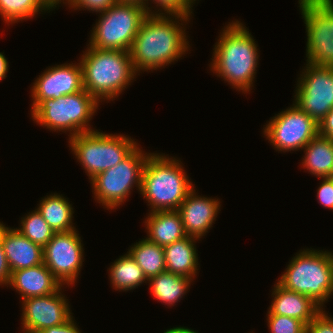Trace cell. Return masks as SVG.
Returning a JSON list of instances; mask_svg holds the SVG:
<instances>
[{
	"mask_svg": "<svg viewBox=\"0 0 333 333\" xmlns=\"http://www.w3.org/2000/svg\"><path fill=\"white\" fill-rule=\"evenodd\" d=\"M20 224V228L16 229L30 241L42 247L51 240L55 233L37 209L21 217Z\"/></svg>",
	"mask_w": 333,
	"mask_h": 333,
	"instance_id": "28",
	"label": "cell"
},
{
	"mask_svg": "<svg viewBox=\"0 0 333 333\" xmlns=\"http://www.w3.org/2000/svg\"><path fill=\"white\" fill-rule=\"evenodd\" d=\"M302 150V166L318 178L333 176V140L315 136Z\"/></svg>",
	"mask_w": 333,
	"mask_h": 333,
	"instance_id": "22",
	"label": "cell"
},
{
	"mask_svg": "<svg viewBox=\"0 0 333 333\" xmlns=\"http://www.w3.org/2000/svg\"><path fill=\"white\" fill-rule=\"evenodd\" d=\"M144 152L137 146L123 161L90 181L94 197L103 208L114 210L122 205L134 186L140 192L143 168L151 154Z\"/></svg>",
	"mask_w": 333,
	"mask_h": 333,
	"instance_id": "9",
	"label": "cell"
},
{
	"mask_svg": "<svg viewBox=\"0 0 333 333\" xmlns=\"http://www.w3.org/2000/svg\"><path fill=\"white\" fill-rule=\"evenodd\" d=\"M193 279L163 272L148 279L153 297L165 305L174 306L185 296Z\"/></svg>",
	"mask_w": 333,
	"mask_h": 333,
	"instance_id": "24",
	"label": "cell"
},
{
	"mask_svg": "<svg viewBox=\"0 0 333 333\" xmlns=\"http://www.w3.org/2000/svg\"><path fill=\"white\" fill-rule=\"evenodd\" d=\"M296 254L277 282L306 295L324 309V303L333 295V253L307 248Z\"/></svg>",
	"mask_w": 333,
	"mask_h": 333,
	"instance_id": "5",
	"label": "cell"
},
{
	"mask_svg": "<svg viewBox=\"0 0 333 333\" xmlns=\"http://www.w3.org/2000/svg\"><path fill=\"white\" fill-rule=\"evenodd\" d=\"M100 13L99 20L92 28L88 46L129 52L141 23L148 15L145 7L117 1Z\"/></svg>",
	"mask_w": 333,
	"mask_h": 333,
	"instance_id": "8",
	"label": "cell"
},
{
	"mask_svg": "<svg viewBox=\"0 0 333 333\" xmlns=\"http://www.w3.org/2000/svg\"><path fill=\"white\" fill-rule=\"evenodd\" d=\"M84 90L82 66L66 63L51 66L35 80L31 90V112L46 99H57Z\"/></svg>",
	"mask_w": 333,
	"mask_h": 333,
	"instance_id": "15",
	"label": "cell"
},
{
	"mask_svg": "<svg viewBox=\"0 0 333 333\" xmlns=\"http://www.w3.org/2000/svg\"><path fill=\"white\" fill-rule=\"evenodd\" d=\"M148 1L151 0H146L147 14L181 15L184 17H190L192 16V7L196 0H152L155 4H157L156 7L158 11H152L153 9L148 7Z\"/></svg>",
	"mask_w": 333,
	"mask_h": 333,
	"instance_id": "29",
	"label": "cell"
},
{
	"mask_svg": "<svg viewBox=\"0 0 333 333\" xmlns=\"http://www.w3.org/2000/svg\"><path fill=\"white\" fill-rule=\"evenodd\" d=\"M60 194H50L40 200L37 210L55 232L75 230L73 226L74 208L69 200Z\"/></svg>",
	"mask_w": 333,
	"mask_h": 333,
	"instance_id": "23",
	"label": "cell"
},
{
	"mask_svg": "<svg viewBox=\"0 0 333 333\" xmlns=\"http://www.w3.org/2000/svg\"><path fill=\"white\" fill-rule=\"evenodd\" d=\"M323 181L317 189V198L325 208L333 210V176L321 178Z\"/></svg>",
	"mask_w": 333,
	"mask_h": 333,
	"instance_id": "33",
	"label": "cell"
},
{
	"mask_svg": "<svg viewBox=\"0 0 333 333\" xmlns=\"http://www.w3.org/2000/svg\"><path fill=\"white\" fill-rule=\"evenodd\" d=\"M8 286L18 291L22 300L47 296L63 288L44 263L11 272Z\"/></svg>",
	"mask_w": 333,
	"mask_h": 333,
	"instance_id": "18",
	"label": "cell"
},
{
	"mask_svg": "<svg viewBox=\"0 0 333 333\" xmlns=\"http://www.w3.org/2000/svg\"><path fill=\"white\" fill-rule=\"evenodd\" d=\"M69 147L91 181L98 174L123 161L138 145L123 134L98 130L83 132L68 139Z\"/></svg>",
	"mask_w": 333,
	"mask_h": 333,
	"instance_id": "7",
	"label": "cell"
},
{
	"mask_svg": "<svg viewBox=\"0 0 333 333\" xmlns=\"http://www.w3.org/2000/svg\"><path fill=\"white\" fill-rule=\"evenodd\" d=\"M219 35L210 70L230 86L246 94L252 90L259 61L255 39L238 20L229 22Z\"/></svg>",
	"mask_w": 333,
	"mask_h": 333,
	"instance_id": "2",
	"label": "cell"
},
{
	"mask_svg": "<svg viewBox=\"0 0 333 333\" xmlns=\"http://www.w3.org/2000/svg\"><path fill=\"white\" fill-rule=\"evenodd\" d=\"M264 137L276 151L302 150L319 134L318 123L294 103L267 122Z\"/></svg>",
	"mask_w": 333,
	"mask_h": 333,
	"instance_id": "11",
	"label": "cell"
},
{
	"mask_svg": "<svg viewBox=\"0 0 333 333\" xmlns=\"http://www.w3.org/2000/svg\"><path fill=\"white\" fill-rule=\"evenodd\" d=\"M119 257L109 268V277L114 290H134L148 281L143 270L128 252Z\"/></svg>",
	"mask_w": 333,
	"mask_h": 333,
	"instance_id": "25",
	"label": "cell"
},
{
	"mask_svg": "<svg viewBox=\"0 0 333 333\" xmlns=\"http://www.w3.org/2000/svg\"><path fill=\"white\" fill-rule=\"evenodd\" d=\"M306 333H333V317L323 309L306 326Z\"/></svg>",
	"mask_w": 333,
	"mask_h": 333,
	"instance_id": "32",
	"label": "cell"
},
{
	"mask_svg": "<svg viewBox=\"0 0 333 333\" xmlns=\"http://www.w3.org/2000/svg\"><path fill=\"white\" fill-rule=\"evenodd\" d=\"M196 240L200 239L187 236L163 247L167 272L195 279L199 265Z\"/></svg>",
	"mask_w": 333,
	"mask_h": 333,
	"instance_id": "21",
	"label": "cell"
},
{
	"mask_svg": "<svg viewBox=\"0 0 333 333\" xmlns=\"http://www.w3.org/2000/svg\"><path fill=\"white\" fill-rule=\"evenodd\" d=\"M52 10L59 7V4H67L70 0H43Z\"/></svg>",
	"mask_w": 333,
	"mask_h": 333,
	"instance_id": "39",
	"label": "cell"
},
{
	"mask_svg": "<svg viewBox=\"0 0 333 333\" xmlns=\"http://www.w3.org/2000/svg\"><path fill=\"white\" fill-rule=\"evenodd\" d=\"M302 71L294 104L319 124L333 108V68L306 63Z\"/></svg>",
	"mask_w": 333,
	"mask_h": 333,
	"instance_id": "12",
	"label": "cell"
},
{
	"mask_svg": "<svg viewBox=\"0 0 333 333\" xmlns=\"http://www.w3.org/2000/svg\"><path fill=\"white\" fill-rule=\"evenodd\" d=\"M73 320V316L65 323L53 327L45 328L40 333H81L80 329Z\"/></svg>",
	"mask_w": 333,
	"mask_h": 333,
	"instance_id": "35",
	"label": "cell"
},
{
	"mask_svg": "<svg viewBox=\"0 0 333 333\" xmlns=\"http://www.w3.org/2000/svg\"><path fill=\"white\" fill-rule=\"evenodd\" d=\"M270 333H306V324L299 319L282 315H267Z\"/></svg>",
	"mask_w": 333,
	"mask_h": 333,
	"instance_id": "30",
	"label": "cell"
},
{
	"mask_svg": "<svg viewBox=\"0 0 333 333\" xmlns=\"http://www.w3.org/2000/svg\"><path fill=\"white\" fill-rule=\"evenodd\" d=\"M163 333H198L197 331H194L192 329H189L187 327H173L170 328L166 331H164Z\"/></svg>",
	"mask_w": 333,
	"mask_h": 333,
	"instance_id": "38",
	"label": "cell"
},
{
	"mask_svg": "<svg viewBox=\"0 0 333 333\" xmlns=\"http://www.w3.org/2000/svg\"><path fill=\"white\" fill-rule=\"evenodd\" d=\"M128 253L143 270L147 279L166 271L164 249L160 245L141 239L132 245Z\"/></svg>",
	"mask_w": 333,
	"mask_h": 333,
	"instance_id": "26",
	"label": "cell"
},
{
	"mask_svg": "<svg viewBox=\"0 0 333 333\" xmlns=\"http://www.w3.org/2000/svg\"><path fill=\"white\" fill-rule=\"evenodd\" d=\"M181 161L165 154L151 153L145 162L140 194L150 212L177 210L194 188Z\"/></svg>",
	"mask_w": 333,
	"mask_h": 333,
	"instance_id": "4",
	"label": "cell"
},
{
	"mask_svg": "<svg viewBox=\"0 0 333 333\" xmlns=\"http://www.w3.org/2000/svg\"><path fill=\"white\" fill-rule=\"evenodd\" d=\"M307 32L306 57L333 68V0H298Z\"/></svg>",
	"mask_w": 333,
	"mask_h": 333,
	"instance_id": "10",
	"label": "cell"
},
{
	"mask_svg": "<svg viewBox=\"0 0 333 333\" xmlns=\"http://www.w3.org/2000/svg\"><path fill=\"white\" fill-rule=\"evenodd\" d=\"M194 187L177 211L187 236L202 238L210 230L220 211V200L200 196Z\"/></svg>",
	"mask_w": 333,
	"mask_h": 333,
	"instance_id": "16",
	"label": "cell"
},
{
	"mask_svg": "<svg viewBox=\"0 0 333 333\" xmlns=\"http://www.w3.org/2000/svg\"><path fill=\"white\" fill-rule=\"evenodd\" d=\"M11 277V269L9 267L7 257L5 256L3 243L1 240V222H0V285L7 286Z\"/></svg>",
	"mask_w": 333,
	"mask_h": 333,
	"instance_id": "34",
	"label": "cell"
},
{
	"mask_svg": "<svg viewBox=\"0 0 333 333\" xmlns=\"http://www.w3.org/2000/svg\"><path fill=\"white\" fill-rule=\"evenodd\" d=\"M318 126L319 135L333 140V108L325 115Z\"/></svg>",
	"mask_w": 333,
	"mask_h": 333,
	"instance_id": "36",
	"label": "cell"
},
{
	"mask_svg": "<svg viewBox=\"0 0 333 333\" xmlns=\"http://www.w3.org/2000/svg\"><path fill=\"white\" fill-rule=\"evenodd\" d=\"M75 230L55 232L43 247V263L62 285H74L84 262V248Z\"/></svg>",
	"mask_w": 333,
	"mask_h": 333,
	"instance_id": "13",
	"label": "cell"
},
{
	"mask_svg": "<svg viewBox=\"0 0 333 333\" xmlns=\"http://www.w3.org/2000/svg\"><path fill=\"white\" fill-rule=\"evenodd\" d=\"M271 295L272 302L267 315L288 316L308 325L323 310L311 298L288 290L278 282L274 285Z\"/></svg>",
	"mask_w": 333,
	"mask_h": 333,
	"instance_id": "19",
	"label": "cell"
},
{
	"mask_svg": "<svg viewBox=\"0 0 333 333\" xmlns=\"http://www.w3.org/2000/svg\"><path fill=\"white\" fill-rule=\"evenodd\" d=\"M117 0H70L67 4L74 10L87 9L88 11L100 13L106 11Z\"/></svg>",
	"mask_w": 333,
	"mask_h": 333,
	"instance_id": "31",
	"label": "cell"
},
{
	"mask_svg": "<svg viewBox=\"0 0 333 333\" xmlns=\"http://www.w3.org/2000/svg\"><path fill=\"white\" fill-rule=\"evenodd\" d=\"M9 63L3 53L0 52V81L6 78Z\"/></svg>",
	"mask_w": 333,
	"mask_h": 333,
	"instance_id": "37",
	"label": "cell"
},
{
	"mask_svg": "<svg viewBox=\"0 0 333 333\" xmlns=\"http://www.w3.org/2000/svg\"><path fill=\"white\" fill-rule=\"evenodd\" d=\"M62 288L50 295L22 300L23 333H40L45 328L61 325L71 317L68 299Z\"/></svg>",
	"mask_w": 333,
	"mask_h": 333,
	"instance_id": "14",
	"label": "cell"
},
{
	"mask_svg": "<svg viewBox=\"0 0 333 333\" xmlns=\"http://www.w3.org/2000/svg\"><path fill=\"white\" fill-rule=\"evenodd\" d=\"M1 240L11 272L43 263V247L1 222Z\"/></svg>",
	"mask_w": 333,
	"mask_h": 333,
	"instance_id": "17",
	"label": "cell"
},
{
	"mask_svg": "<svg viewBox=\"0 0 333 333\" xmlns=\"http://www.w3.org/2000/svg\"><path fill=\"white\" fill-rule=\"evenodd\" d=\"M117 1L140 4V5L144 6L146 9V0H117Z\"/></svg>",
	"mask_w": 333,
	"mask_h": 333,
	"instance_id": "40",
	"label": "cell"
},
{
	"mask_svg": "<svg viewBox=\"0 0 333 333\" xmlns=\"http://www.w3.org/2000/svg\"><path fill=\"white\" fill-rule=\"evenodd\" d=\"M40 11L52 9L43 0H0V15L7 24L29 20Z\"/></svg>",
	"mask_w": 333,
	"mask_h": 333,
	"instance_id": "27",
	"label": "cell"
},
{
	"mask_svg": "<svg viewBox=\"0 0 333 333\" xmlns=\"http://www.w3.org/2000/svg\"><path fill=\"white\" fill-rule=\"evenodd\" d=\"M99 102L85 89L57 99L42 101L32 112V120L51 131L69 132V138L90 132V120L99 109Z\"/></svg>",
	"mask_w": 333,
	"mask_h": 333,
	"instance_id": "6",
	"label": "cell"
},
{
	"mask_svg": "<svg viewBox=\"0 0 333 333\" xmlns=\"http://www.w3.org/2000/svg\"><path fill=\"white\" fill-rule=\"evenodd\" d=\"M80 59L84 89L98 102L115 100L136 78L128 51L88 46Z\"/></svg>",
	"mask_w": 333,
	"mask_h": 333,
	"instance_id": "3",
	"label": "cell"
},
{
	"mask_svg": "<svg viewBox=\"0 0 333 333\" xmlns=\"http://www.w3.org/2000/svg\"><path fill=\"white\" fill-rule=\"evenodd\" d=\"M144 223L146 239L162 247L187 237L177 210L149 212Z\"/></svg>",
	"mask_w": 333,
	"mask_h": 333,
	"instance_id": "20",
	"label": "cell"
},
{
	"mask_svg": "<svg viewBox=\"0 0 333 333\" xmlns=\"http://www.w3.org/2000/svg\"><path fill=\"white\" fill-rule=\"evenodd\" d=\"M190 19L181 15L148 14L129 51L136 72L164 68L186 54L190 45L186 27L182 26Z\"/></svg>",
	"mask_w": 333,
	"mask_h": 333,
	"instance_id": "1",
	"label": "cell"
}]
</instances>
